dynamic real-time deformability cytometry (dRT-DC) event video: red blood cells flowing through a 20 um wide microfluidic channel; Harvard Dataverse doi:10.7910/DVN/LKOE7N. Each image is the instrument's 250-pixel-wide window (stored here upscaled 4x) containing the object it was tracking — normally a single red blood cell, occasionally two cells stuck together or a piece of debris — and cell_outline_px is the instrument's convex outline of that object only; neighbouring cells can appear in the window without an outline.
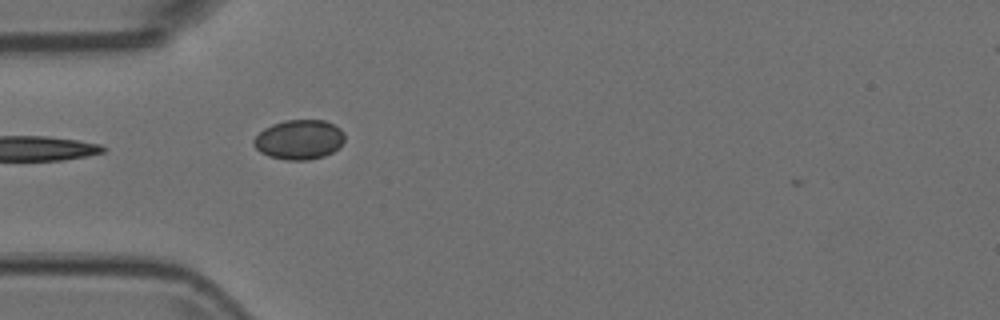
{"species": "Egyptian fruit bat (a non-hibernating species)", "species_latin": "Rousettus aegyptiacus", "temperature_condition": "room temperature", "stored_images_in_passage": 22, "camera_frame_rate_fps": 3000, "um_per_image_px": 0.085, "animal": {"sex": "female"}, "frame": {"image": 1, "passage_image": 1, "time_ms": 0.0, "image_size_px": [1000, 320], "cell_outline_px": [[344, 140], [332, 152], [324, 156], [308, 160], [284, 160], [268, 156], [260, 152], [252, 144], [252, 140], [264, 128], [272, 124], [284, 120], [324, 120], [340, 128], [344, 132]], "centroid_in_image_um": [25.4, 11.87], "position_along_channel_um": 59.6, "area_um2": 21.04}}